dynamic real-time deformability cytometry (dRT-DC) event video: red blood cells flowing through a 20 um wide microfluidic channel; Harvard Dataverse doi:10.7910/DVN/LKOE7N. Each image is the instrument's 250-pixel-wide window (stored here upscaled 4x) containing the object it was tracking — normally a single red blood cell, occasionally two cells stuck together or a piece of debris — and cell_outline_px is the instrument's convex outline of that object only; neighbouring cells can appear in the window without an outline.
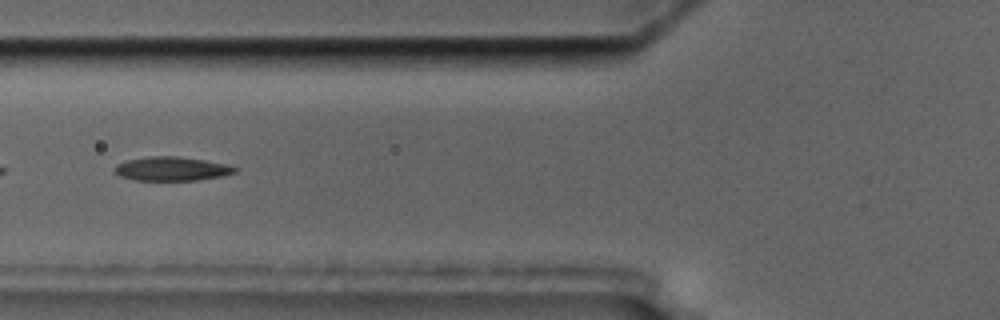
{"species": "common noctule bat (a hibernating species)", "species_latin": "Nyctalus noctula", "temperature_condition": "cold", "stored_images_in_passage": 7, "camera_frame_rate_fps": 3000, "um_per_image_px": 0.085, "animal": {"sex": "male", "body_mass_g": 17.5, "forearm_length_mm": 52.3}, "frame": {"image": 1, "passage_image": 6, "time_ms": 5.667, "image_size_px": [1000, 320], "cell_outline_px": [[240, 168], [236, 172], [224, 176], [196, 180], [136, 180], [120, 176], [112, 172], [112, 168], [116, 164], [128, 160], [148, 156], [176, 156], [204, 160], [228, 164]], "centroid_in_image_um": [14.6, 14.34], "position_along_channel_um": 111.2, "area_um2": 16.99}}